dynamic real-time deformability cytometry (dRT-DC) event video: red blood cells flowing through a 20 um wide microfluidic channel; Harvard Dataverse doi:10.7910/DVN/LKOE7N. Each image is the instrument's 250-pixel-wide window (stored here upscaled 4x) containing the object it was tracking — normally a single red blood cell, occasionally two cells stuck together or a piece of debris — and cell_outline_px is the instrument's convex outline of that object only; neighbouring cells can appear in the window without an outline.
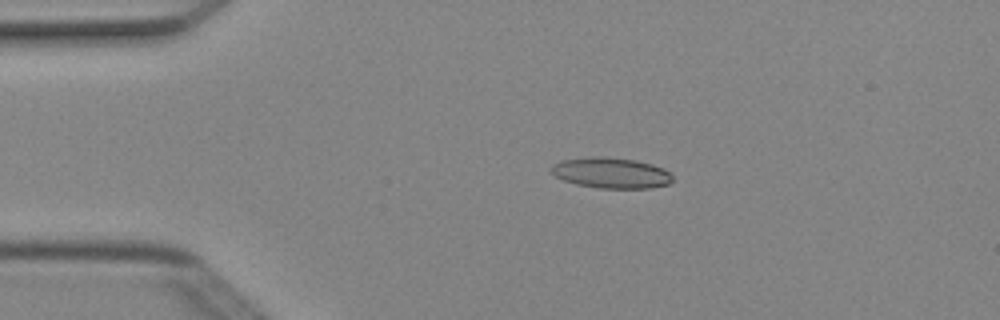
{"species": "Egyptian fruit bat (a non-hibernating species)", "species_latin": "Rousettus aegyptiacus", "temperature_condition": "cold", "stored_images_in_passage": 3, "camera_frame_rate_fps": 3000, "um_per_image_px": 0.085, "animal": {"sex": "female"}, "frame": {"image": 1, "passage_image": 2, "time_ms": 0.333, "image_size_px": [1000, 320], "cell_outline_px": [[672, 180], [668, 184], [652, 188], [600, 188], [576, 184], [564, 180], [556, 176], [548, 168], [552, 164], [560, 160], [592, 156], [604, 156], [636, 160], [652, 164], [664, 168], [672, 176]], "centroid_in_image_um": [51.92, 14.68], "position_along_channel_um": 33.1, "area_um2": 21.85}}